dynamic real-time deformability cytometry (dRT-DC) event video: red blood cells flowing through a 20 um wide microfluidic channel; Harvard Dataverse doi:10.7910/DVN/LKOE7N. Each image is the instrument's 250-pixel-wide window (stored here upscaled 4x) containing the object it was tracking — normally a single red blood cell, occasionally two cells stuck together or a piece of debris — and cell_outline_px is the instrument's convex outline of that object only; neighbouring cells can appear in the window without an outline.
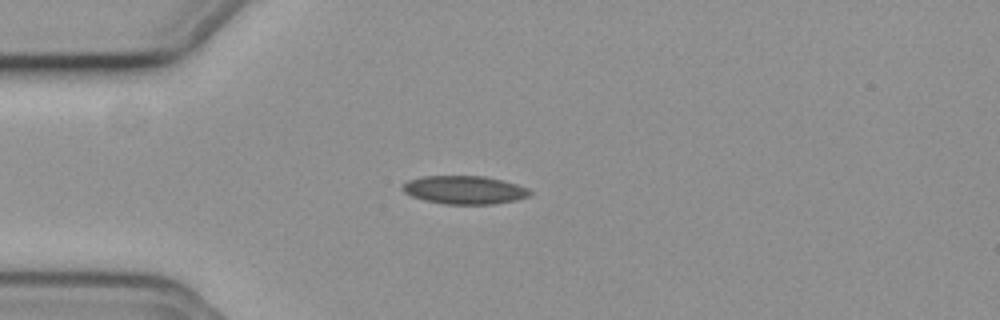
{"species": "common noctule bat (a hibernating species)", "species_latin": "Nyctalus noctula", "temperature_condition": "cold", "stored_images_in_passage": 42, "camera_frame_rate_fps": 3000, "um_per_image_px": 0.085, "animal": {"sex": "female", "body_mass_g": 19.3, "forearm_length_mm": 54.1}, "frame": {"image": 1, "passage_image": 1, "time_ms": 0.0, "image_size_px": [1000, 320], "cell_outline_px": [[532, 192], [528, 196], [516, 200], [492, 204], [444, 204], [424, 200], [412, 196], [404, 192], [400, 188], [408, 180], [420, 176], [484, 176], [504, 180], [528, 188]], "centroid_in_image_um": [39.46, 16.14], "position_along_channel_um": 45.5, "area_um2": 21.04}}
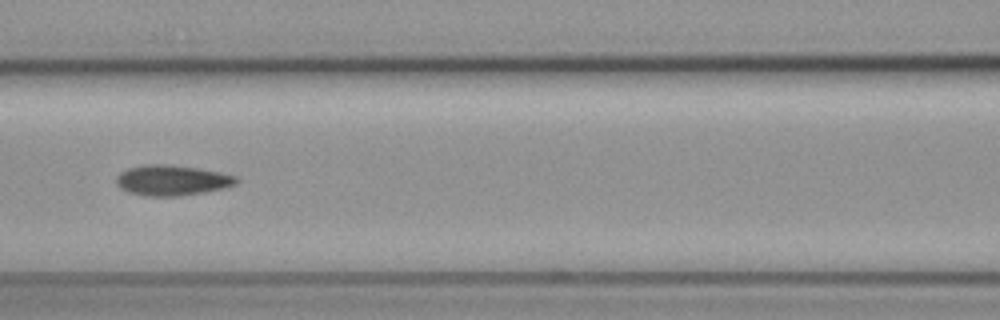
{"frame": {"image": 2, "passage_image": 11, "time_ms": 3.333, "image_size_px": [1000, 320], "cell_outline_px": [[240, 180], [236, 184], [224, 188], [204, 192], [180, 196], [144, 196], [128, 192], [120, 188], [116, 184], [116, 176], [120, 172], [128, 168], [144, 164], [168, 164], [196, 168], [220, 172], [236, 176]], "centroid_in_image_um": [14.6, 15.32], "position_along_channel_um": 152.0, "area_um2": 21.44}}
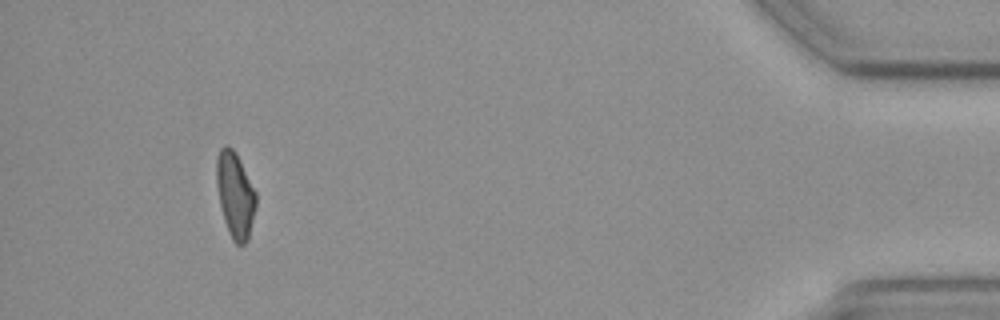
{"frame": {"image": 3, "passage_image": 38, "time_ms": 12.333, "image_size_px": [1000, 320], "cell_outline_px": [[256, 204], [248, 240], [244, 244], [236, 244], [232, 240], [228, 232], [224, 220], [220, 204], [216, 184], [216, 156], [220, 148], [224, 144], [228, 144], [236, 152], [256, 192]], "centroid_in_image_um": [19.97, 16.53], "position_along_channel_um": 415.2, "area_um2": 19.83}}